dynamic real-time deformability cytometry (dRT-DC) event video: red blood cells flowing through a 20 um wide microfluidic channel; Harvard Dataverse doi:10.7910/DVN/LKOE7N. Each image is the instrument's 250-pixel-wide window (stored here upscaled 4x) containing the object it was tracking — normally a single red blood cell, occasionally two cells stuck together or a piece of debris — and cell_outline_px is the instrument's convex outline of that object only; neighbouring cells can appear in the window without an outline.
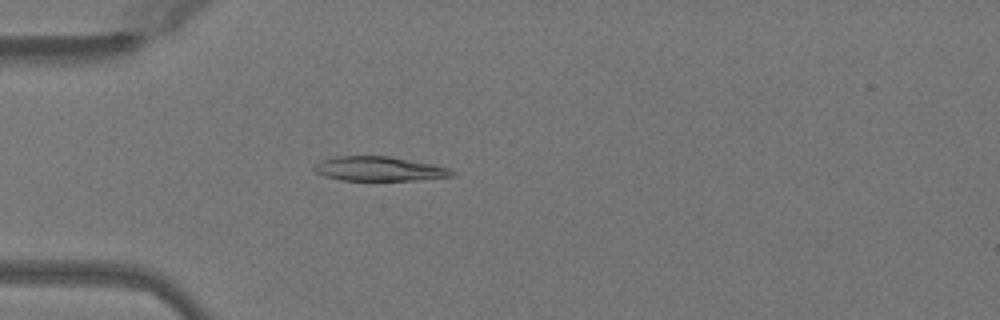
{"species": "Egyptian fruit bat (a non-hibernating species)", "species_latin": "Rousettus aegyptiacus", "temperature_condition": "warm", "stored_images_in_passage": 50, "camera_frame_rate_fps": 3000, "um_per_image_px": 0.085, "animal": {"sex": "female"}, "frame": {"image": 1, "passage_image": 15, "time_ms": 4.667, "image_size_px": [1000, 320], "cell_outline_px": [[456, 172], [452, 176], [416, 180], [340, 180], [324, 176], [316, 172], [312, 168], [320, 160], [336, 156], [388, 156], [432, 164], [448, 168]], "centroid_in_image_um": [32.19, 14.35], "position_along_channel_um": 52.8, "area_um2": 19.48}}
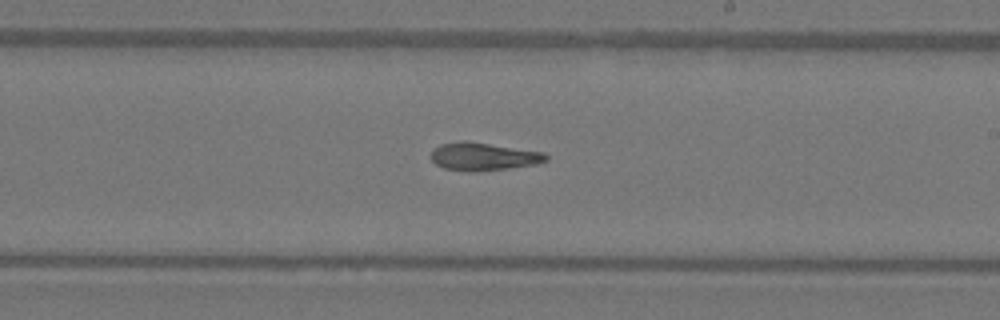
{"frame": {"image": 2, "passage_image": 30, "time_ms": 9.667, "image_size_px": [1000, 320], "cell_outline_px": [[548, 160], [536, 164], [472, 172], [444, 168], [436, 164], [432, 160], [432, 148], [440, 144], [456, 140], [464, 140], [544, 152], [548, 156]], "centroid_in_image_um": [41.05, 13.28], "position_along_channel_um": 247.9, "area_um2": 18.61}}
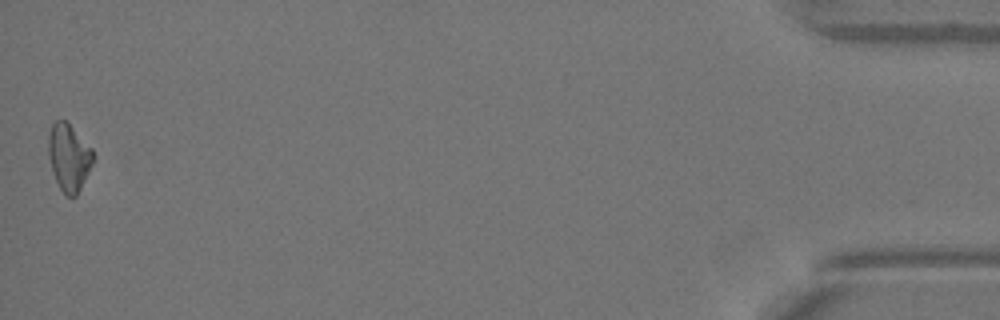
{"frame": {"image": 3, "passage_image": 50, "time_ms": 16.333, "image_size_px": [1000, 320], "cell_outline_px": [[96, 156], [76, 196], [68, 196], [60, 188], [56, 180], [48, 156], [48, 132], [52, 124], [56, 120], [64, 120], [92, 148]], "centroid_in_image_um": [5.85, 13.35], "position_along_channel_um": 429.3, "area_um2": 17.22}}